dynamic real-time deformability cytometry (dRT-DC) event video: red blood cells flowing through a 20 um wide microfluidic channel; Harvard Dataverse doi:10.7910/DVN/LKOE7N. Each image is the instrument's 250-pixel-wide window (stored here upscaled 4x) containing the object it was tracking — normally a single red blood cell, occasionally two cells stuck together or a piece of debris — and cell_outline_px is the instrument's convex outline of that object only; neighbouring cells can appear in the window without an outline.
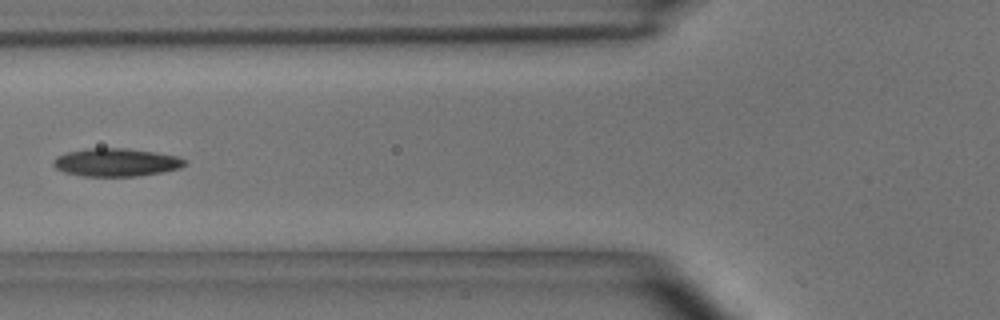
{"species": "common noctule bat (a hibernating species)", "species_latin": "Nyctalus noctula", "temperature_condition": "room temperature", "stored_images_in_passage": 6, "camera_frame_rate_fps": 3000, "um_per_image_px": 0.085, "animal": {"sex": "male", "body_mass_g": 15.6}, "frame": {"image": 1, "passage_image": 5, "time_ms": 4.667, "image_size_px": [1000, 320], "cell_outline_px": [[188, 164], [180, 168], [140, 176], [84, 176], [64, 172], [56, 168], [52, 164], [52, 160], [56, 156], [68, 152], [88, 148], [124, 148], [152, 152], [176, 156], [184, 160]], "centroid_in_image_um": [9.83, 13.8], "position_along_channel_um": 116.0, "area_um2": 21.33}}